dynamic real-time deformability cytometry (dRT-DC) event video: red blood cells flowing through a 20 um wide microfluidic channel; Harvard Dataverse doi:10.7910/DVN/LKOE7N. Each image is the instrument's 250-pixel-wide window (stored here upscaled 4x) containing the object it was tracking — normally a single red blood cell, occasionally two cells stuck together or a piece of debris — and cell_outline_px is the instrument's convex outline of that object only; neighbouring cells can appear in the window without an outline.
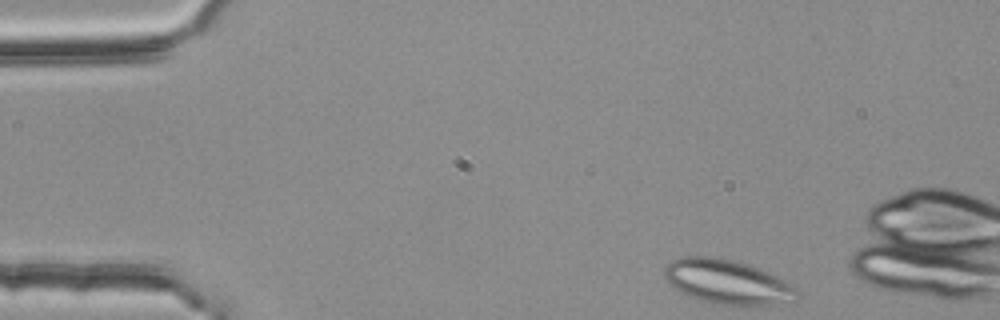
{"species": "common noctule bat (a hibernating species)", "species_latin": "Nyctalus noctula", "temperature_condition": "room temperature", "stored_images_in_passage": 44, "segment_of_instrument_passage": [1, 2], "camera_frame_rate_fps": 3000, "um_per_image_px": 0.085, "animal": {"sex": "female", "body_mass_g": 25.1}, "frame": {"image": 1, "passage_image": 1, "time_ms": 0.0, "image_size_px": [1000, 320], "cell_outline_px": [[800, 292], [796, 300], [772, 304], [716, 304], [688, 296], [680, 292], [664, 276], [664, 268], [672, 260], [684, 256], [716, 256], [748, 264], [768, 272], [784, 280], [796, 288]], "centroid_in_image_um": [61.82, 23.94], "position_along_channel_um": 23.2, "area_um2": 33.87}}